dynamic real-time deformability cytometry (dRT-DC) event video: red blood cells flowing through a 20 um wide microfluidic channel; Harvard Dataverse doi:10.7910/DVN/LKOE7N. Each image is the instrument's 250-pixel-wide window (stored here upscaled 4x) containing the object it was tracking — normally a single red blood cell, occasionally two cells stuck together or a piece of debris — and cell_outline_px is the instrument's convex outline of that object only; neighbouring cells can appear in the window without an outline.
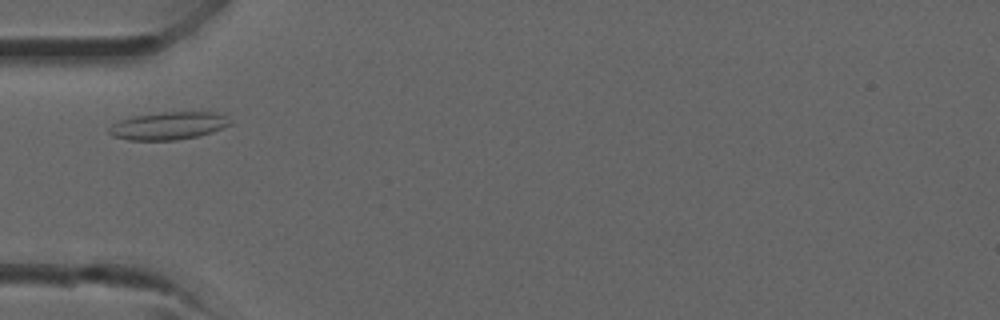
{"species": "common noctule bat (a hibernating species)", "species_latin": "Nyctalus noctula", "temperature_condition": "room temperature", "stored_images_in_passage": 32, "camera_frame_rate_fps": 3000, "um_per_image_px": 0.085, "animal": {"sex": "male", "forearm_length_mm": 52.5}, "frame": {"image": 1, "passage_image": 6, "time_ms": 1.667, "image_size_px": [1000, 320], "cell_outline_px": [[232, 124], [212, 132], [200, 136], [176, 140], [128, 140], [112, 136], [108, 132], [108, 128], [112, 124], [120, 120], [132, 116], [164, 112], [216, 112], [232, 120]], "centroid_in_image_um": [14.32, 10.69], "position_along_channel_um": 70.7, "area_um2": 19.65}}
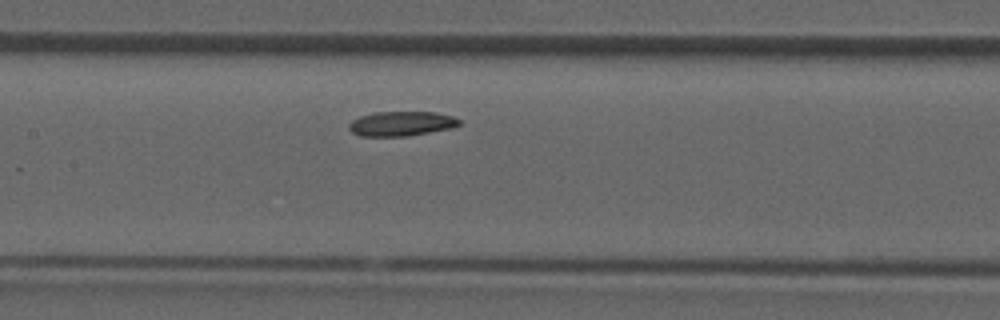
{"frame": {"image": 2, "passage_image": 12, "time_ms": 3.667, "image_size_px": [1000, 320], "cell_outline_px": [[460, 124], [452, 128], [408, 136], [360, 136], [352, 132], [348, 128], [348, 124], [352, 120], [360, 116], [372, 112], [436, 112], [452, 116], [460, 120]], "centroid_in_image_um": [34.09, 10.51], "position_along_channel_um": 173.3, "area_um2": 15.9}}
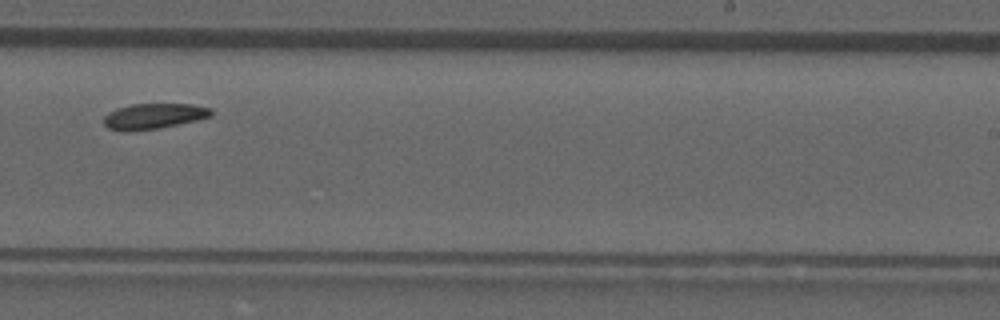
{"frame": {"image": 3, "passage_image": 18, "time_ms": 5.667, "image_size_px": [1000, 320], "cell_outline_px": [[212, 116], [196, 120], [156, 128], [108, 128], [104, 124], [104, 116], [108, 112], [116, 108], [132, 104], [192, 104], [212, 108]], "centroid_in_image_um": [13.13, 9.81], "position_along_channel_um": 275.9, "area_um2": 15.2}}